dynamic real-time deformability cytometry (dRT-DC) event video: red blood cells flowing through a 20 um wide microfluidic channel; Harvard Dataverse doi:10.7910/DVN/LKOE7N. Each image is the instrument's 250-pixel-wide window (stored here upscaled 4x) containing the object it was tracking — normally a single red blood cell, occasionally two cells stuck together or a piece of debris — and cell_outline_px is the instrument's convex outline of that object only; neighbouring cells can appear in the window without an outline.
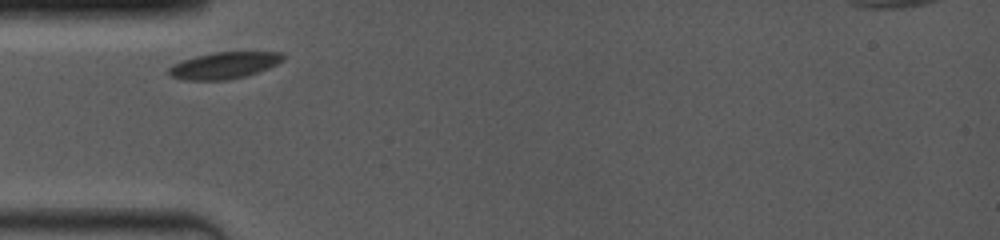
{"species": "common noctule bat (a hibernating species)", "species_latin": "Nyctalus noctula", "temperature_condition": "room temperature", "stored_images_in_passage": 23, "camera_frame_rate_fps": 4000, "um_per_image_px": 0.085, "animal": {"sex": "female", "body_mass_g": 19.0, "forearm_length_mm": 53.3}, "frame": {"image": 1, "passage_image": 1, "time_ms": 0.0, "image_size_px": [1000, 240], "cell_outline_px": [[284, 60], [268, 68], [244, 76], [228, 80], [184, 80], [172, 76], [168, 72], [168, 68], [172, 64], [180, 60], [212, 52], [284, 52]], "centroid_in_image_um": [19.03, 5.55], "position_along_channel_um": 66.0, "area_um2": 17.74}}
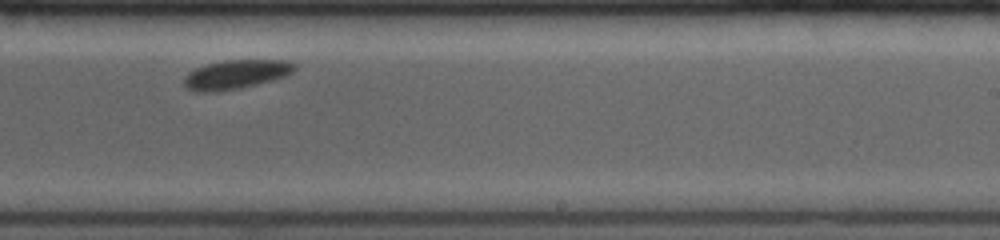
{"frame": {"image": 2, "passage_image": 14, "time_ms": 5.5, "image_size_px": [1000, 240], "cell_outline_px": [[296, 68], [288, 76], [240, 88], [216, 92], [196, 92], [188, 88], [184, 84], [184, 76], [188, 72], [196, 68], [208, 64], [224, 60], [288, 60], [296, 64]], "centroid_in_image_um": [20.07, 6.32], "position_along_channel_um": 268.9, "area_um2": 18.79}}
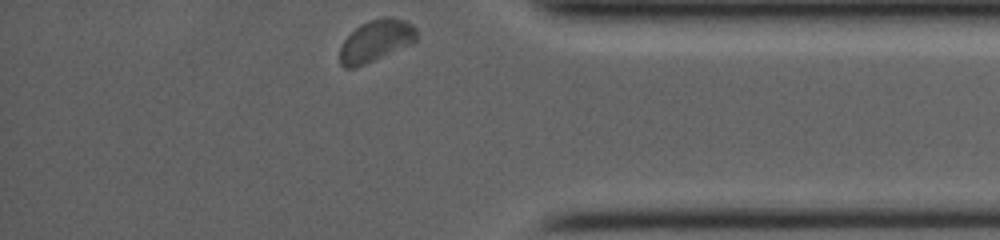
{"frame": {"image": 3, "passage_image": 23, "time_ms": 9.25, "image_size_px": [1000, 240], "cell_outline_px": [[416, 40], [408, 44], [356, 68], [344, 68], [340, 64], [340, 48], [344, 40], [360, 24], [384, 16], [392, 16], [404, 20], [412, 24], [416, 28]], "centroid_in_image_um": [31.92, 3.45], "position_along_channel_um": 403.3, "area_um2": 18.32}}